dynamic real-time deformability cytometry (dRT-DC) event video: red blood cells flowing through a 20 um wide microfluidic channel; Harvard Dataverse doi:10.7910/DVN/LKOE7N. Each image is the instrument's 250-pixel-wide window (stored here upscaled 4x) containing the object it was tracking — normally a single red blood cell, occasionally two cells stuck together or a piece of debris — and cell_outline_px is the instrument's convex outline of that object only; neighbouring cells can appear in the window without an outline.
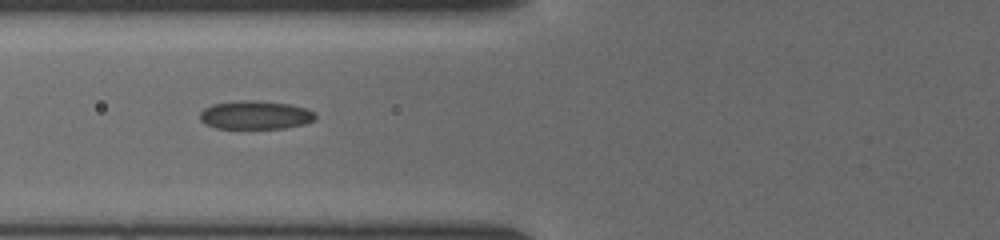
{"species": "common noctule bat (a hibernating species)", "species_latin": "Nyctalus noctula", "temperature_condition": "cold", "stored_images_in_passage": 41, "camera_frame_rate_fps": 3000, "um_per_image_px": 0.085, "animal": {"sex": "female", "body_mass_g": 19.5, "forearm_length_mm": 54.1}, "frame": {"image": 1, "passage_image": 12, "time_ms": 3.0, "image_size_px": [1000, 240], "cell_outline_px": [[316, 120], [304, 124], [284, 128], [216, 128], [204, 124], [200, 120], [200, 112], [204, 108], [212, 104], [236, 100], [256, 100], [288, 104], [308, 108], [316, 112]], "centroid_in_image_um": [21.71, 9.77], "position_along_channel_um": 104.1, "area_um2": 19.42}}
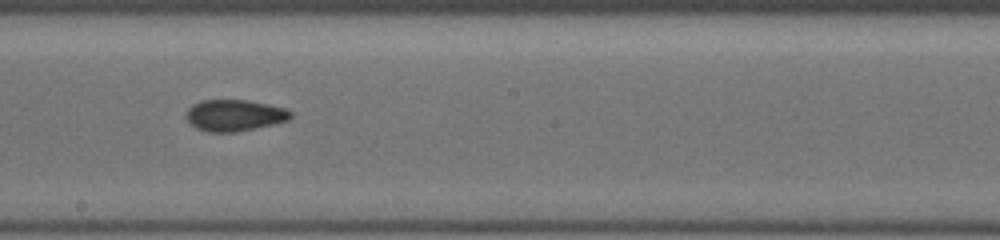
{"frame": {"image": 2, "passage_image": 21, "time_ms": 6.0, "image_size_px": [1000, 240], "cell_outline_px": [[292, 116], [288, 120], [276, 124], [236, 132], [208, 132], [196, 128], [184, 116], [188, 108], [192, 104], [200, 100], [244, 100], [268, 104], [284, 108], [292, 112]], "centroid_in_image_um": [19.92, 9.81], "position_along_channel_um": 228.3, "area_um2": 19.25}}
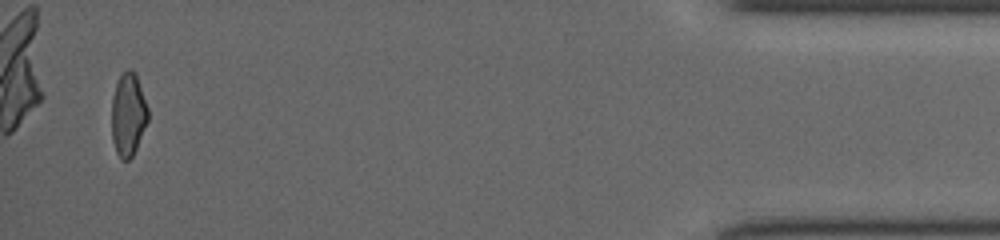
{"frame": {"image": 3, "passage_image": 40, "time_ms": 12.333, "image_size_px": [1000, 240], "cell_outline_px": [[148, 120], [136, 148], [132, 156], [128, 160], [120, 160], [116, 152], [112, 140], [112, 96], [116, 84], [120, 76], [128, 68], [136, 72], [148, 108]], "centroid_in_image_um": [10.89, 9.73], "position_along_channel_um": 424.3, "area_um2": 17.63}}